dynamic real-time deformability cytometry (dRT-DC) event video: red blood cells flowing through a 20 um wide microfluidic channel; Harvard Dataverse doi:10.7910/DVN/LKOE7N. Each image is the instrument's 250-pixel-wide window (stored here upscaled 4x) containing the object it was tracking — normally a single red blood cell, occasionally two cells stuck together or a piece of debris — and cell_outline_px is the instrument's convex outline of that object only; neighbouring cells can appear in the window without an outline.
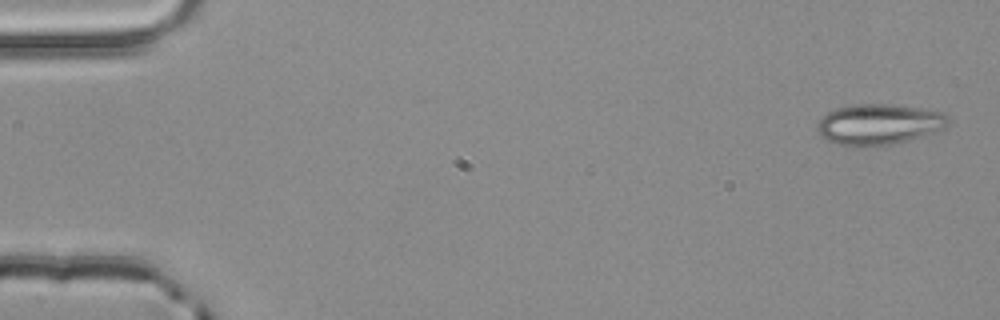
{"species": "common noctule bat (a hibernating species)", "species_latin": "Nyctalus noctula", "temperature_condition": "room temperature", "stored_images_in_passage": 3, "camera_frame_rate_fps": 3000, "um_per_image_px": 0.085, "animal": {"sex": "male", "body_mass_g": 20.4}, "frame": {"image": 1, "passage_image": 1, "time_ms": 0.0, "image_size_px": [1000, 320], "cell_outline_px": [[952, 120], [944, 128], [892, 144], [836, 144], [824, 140], [820, 136], [816, 128], [820, 120], [828, 112], [836, 108], [856, 104], [888, 104], [920, 108], [944, 112]], "centroid_in_image_um": [74.7, 10.53], "position_along_channel_um": 10.3, "area_um2": 30.35}}